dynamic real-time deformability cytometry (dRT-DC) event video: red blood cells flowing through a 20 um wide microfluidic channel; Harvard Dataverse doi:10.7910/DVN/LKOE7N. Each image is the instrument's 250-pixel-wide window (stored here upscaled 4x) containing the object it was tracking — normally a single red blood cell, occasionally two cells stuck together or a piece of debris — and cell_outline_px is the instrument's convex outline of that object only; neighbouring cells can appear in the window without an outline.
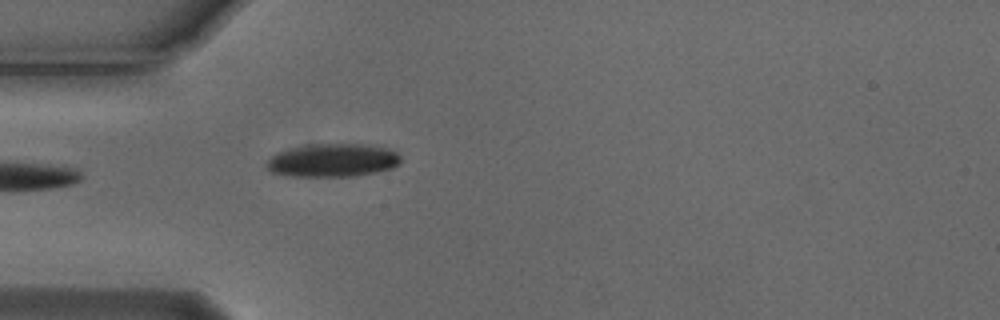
{"species": "Egyptian fruit bat (a non-hibernating species)", "species_latin": "Rousettus aegyptiacus", "temperature_condition": "cold", "stored_images_in_passage": 5, "camera_frame_rate_fps": 3000, "um_per_image_px": 0.085, "animal": {"sex": "male"}, "frame": {"image": 1, "passage_image": 5, "time_ms": 1.333, "image_size_px": [1000, 320], "cell_outline_px": [[400, 164], [392, 168], [356, 176], [292, 176], [272, 172], [264, 164], [276, 152], [308, 144], [360, 144], [388, 148], [396, 152], [400, 156]], "centroid_in_image_um": [28.28, 13.62], "position_along_channel_um": 56.7, "area_um2": 25.89}}